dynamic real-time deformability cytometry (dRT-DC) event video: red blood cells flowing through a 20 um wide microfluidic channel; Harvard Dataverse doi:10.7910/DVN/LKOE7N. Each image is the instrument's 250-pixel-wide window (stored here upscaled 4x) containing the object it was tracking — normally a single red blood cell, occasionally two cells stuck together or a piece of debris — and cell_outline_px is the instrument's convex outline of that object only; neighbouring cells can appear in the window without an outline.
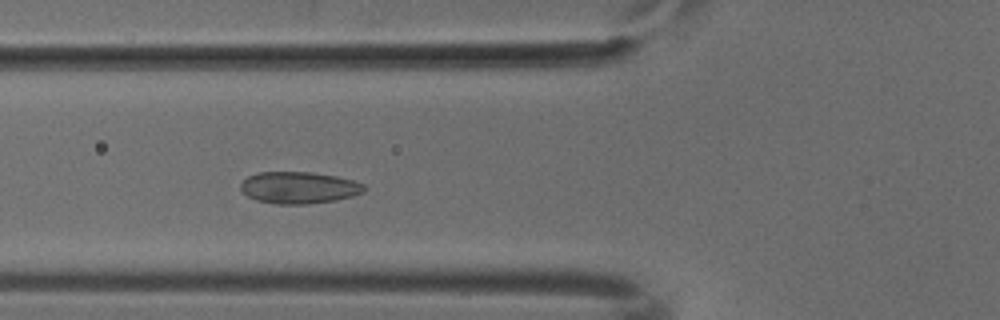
{"species": "common noctule bat (a hibernating species)", "species_latin": "Nyctalus noctula", "temperature_condition": "cold", "stored_images_in_passage": 42, "camera_frame_rate_fps": 3000, "um_per_image_px": 0.085, "animal": {"sex": "male", "body_mass_g": 18.8}, "frame": {"image": 1, "passage_image": 13, "time_ms": 4.0, "image_size_px": [1000, 320], "cell_outline_px": [[364, 192], [352, 196], [336, 200], [308, 204], [276, 204], [256, 200], [248, 196], [240, 188], [240, 184], [248, 176], [256, 172], [312, 172], [336, 176], [352, 180], [364, 184]], "centroid_in_image_um": [25.4, 15.95], "position_along_channel_um": 100.4, "area_um2": 22.89}}
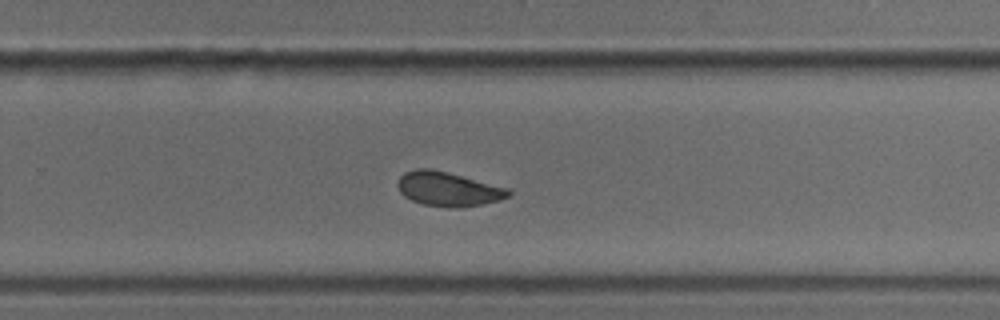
{"frame": {"image": 2, "passage_image": 28, "time_ms": 9.0, "image_size_px": [1000, 320], "cell_outline_px": [[512, 192], [508, 196], [500, 200], [480, 204], [456, 208], [424, 204], [412, 200], [404, 196], [400, 192], [396, 184], [400, 176], [404, 172], [416, 168], [428, 168], [448, 172], [508, 188]], "centroid_in_image_um": [38.06, 16.05], "position_along_channel_um": 291.7, "area_um2": 21.96}}
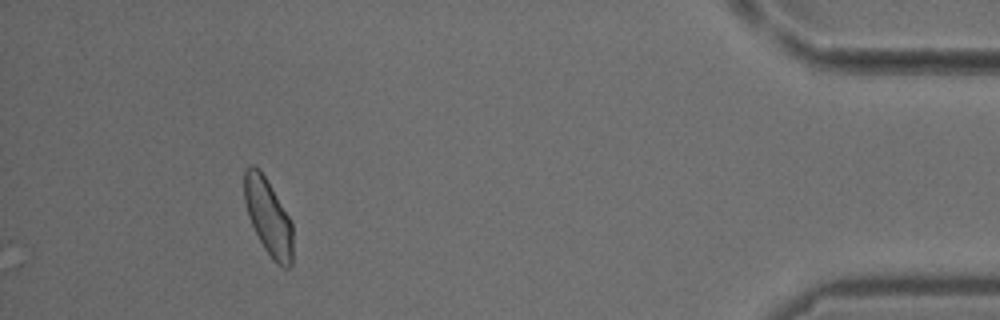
{"frame": {"image": 3, "passage_image": 42, "time_ms": 13.667, "image_size_px": [1000, 320], "cell_outline_px": [[292, 264], [288, 268], [284, 268], [272, 260], [264, 248], [248, 216], [244, 200], [244, 168], [248, 164], [252, 164], [260, 168], [292, 220]], "centroid_in_image_um": [22.8, 18.39], "position_along_channel_um": 412.4, "area_um2": 21.85}}